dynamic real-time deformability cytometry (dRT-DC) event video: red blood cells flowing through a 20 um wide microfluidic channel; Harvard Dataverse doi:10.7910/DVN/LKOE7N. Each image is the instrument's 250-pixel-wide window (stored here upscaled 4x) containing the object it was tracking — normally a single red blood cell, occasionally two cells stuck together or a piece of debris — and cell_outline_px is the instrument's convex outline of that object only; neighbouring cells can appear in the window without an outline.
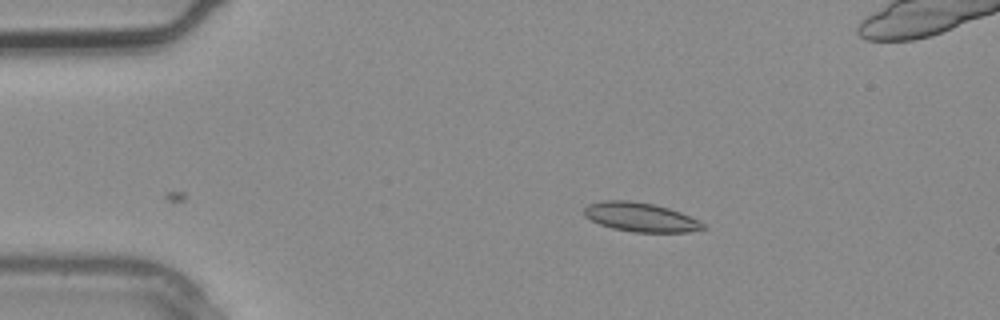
{"species": "common noctule bat (a hibernating species)", "species_latin": "Nyctalus noctula", "temperature_condition": "warm", "stored_images_in_passage": 3, "camera_frame_rate_fps": 3000, "um_per_image_px": 0.085, "animal": {"sex": "male", "body_mass_g": 20.4}, "frame": {"image": 1, "passage_image": 1, "time_ms": 0.0, "image_size_px": [1000, 320], "cell_outline_px": [[708, 228], [688, 232], [632, 232], [612, 228], [600, 224], [584, 216], [584, 208], [588, 204], [604, 200], [632, 200], [652, 204], [668, 208], [680, 212], [704, 224]], "centroid_in_image_um": [54.42, 18.46], "position_along_channel_um": 30.6, "area_um2": 20.06}}